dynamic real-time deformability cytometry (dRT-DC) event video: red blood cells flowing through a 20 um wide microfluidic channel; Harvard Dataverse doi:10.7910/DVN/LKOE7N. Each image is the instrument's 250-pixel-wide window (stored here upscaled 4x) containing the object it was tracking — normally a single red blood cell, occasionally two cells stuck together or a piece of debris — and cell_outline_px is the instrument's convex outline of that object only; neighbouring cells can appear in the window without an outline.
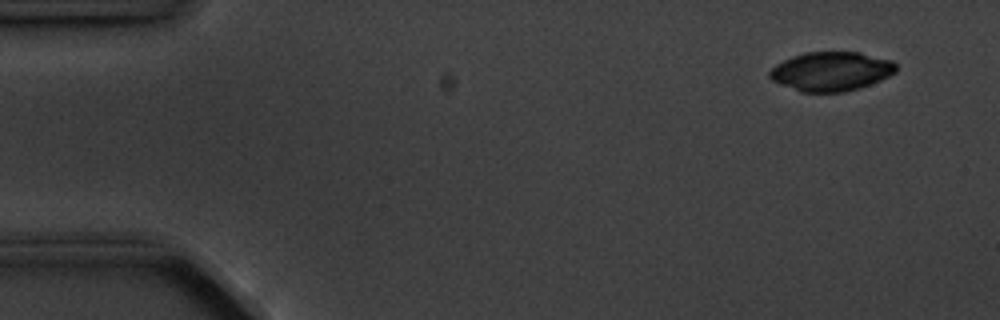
{"species": "common noctule bat (a hibernating species)", "species_latin": "Nyctalus noctula", "temperature_condition": "cold", "stored_images_in_passage": 5, "camera_frame_rate_fps": 3000, "um_per_image_px": 0.085, "animal": {"sex": "male", "body_mass_g": 20.1, "forearm_length_mm": 53.5}, "frame": {"image": 1, "passage_image": 1, "time_ms": 0.0, "image_size_px": [1000, 320], "cell_outline_px": [[896, 72], [880, 80], [860, 88], [844, 92], [800, 92], [780, 84], [772, 80], [768, 76], [768, 72], [776, 64], [792, 56], [804, 52], [860, 52], [892, 60], [896, 64]], "centroid_in_image_um": [70.64, 6.06], "position_along_channel_um": 14.4, "area_um2": 28.96}}